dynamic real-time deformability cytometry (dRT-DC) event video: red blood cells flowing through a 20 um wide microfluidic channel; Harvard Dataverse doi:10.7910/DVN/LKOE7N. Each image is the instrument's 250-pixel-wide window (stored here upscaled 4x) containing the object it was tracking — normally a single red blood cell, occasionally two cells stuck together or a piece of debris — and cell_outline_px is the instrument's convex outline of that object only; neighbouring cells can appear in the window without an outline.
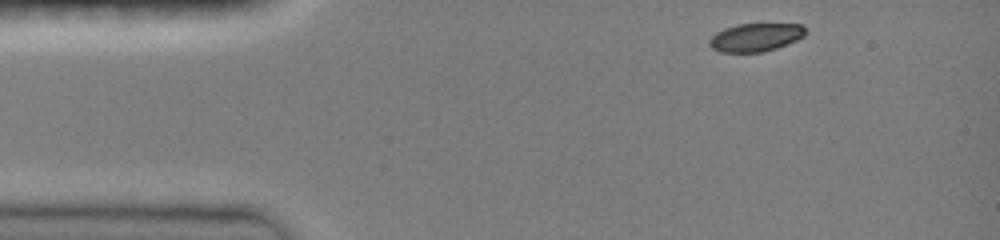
{"species": "common noctule bat (a hibernating species)", "species_latin": "Nyctalus noctula", "temperature_condition": "room temperature", "stored_images_in_passage": 37, "camera_frame_rate_fps": 3000, "um_per_image_px": 0.085, "animal": {"sex": "female", "body_mass_g": 19.0, "forearm_length_mm": 51.5}, "frame": {"image": 1, "passage_image": 1, "time_ms": 0.0, "image_size_px": [1000, 240], "cell_outline_px": [[804, 36], [796, 40], [776, 48], [764, 52], [720, 52], [712, 48], [708, 44], [708, 40], [716, 32], [724, 28], [736, 24], [800, 24], [804, 28]], "centroid_in_image_um": [64.17, 3.17], "position_along_channel_um": 20.8, "area_um2": 15.72}}
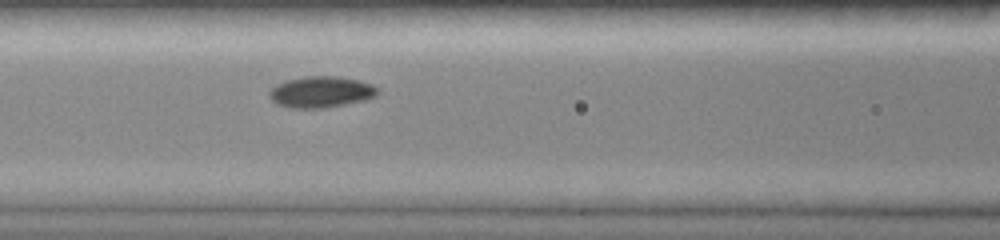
{"frame": {"image": 2, "passage_image": 28, "time_ms": 4.667, "image_size_px": [1000, 240], "cell_outline_px": [[376, 96], [368, 100], [324, 108], [288, 108], [276, 104], [268, 96], [268, 92], [276, 84], [288, 80], [304, 76], [336, 76], [360, 80], [372, 84], [376, 88]], "centroid_in_image_um": [27.27, 7.82], "position_along_channel_um": 139.3, "area_um2": 19.88}}
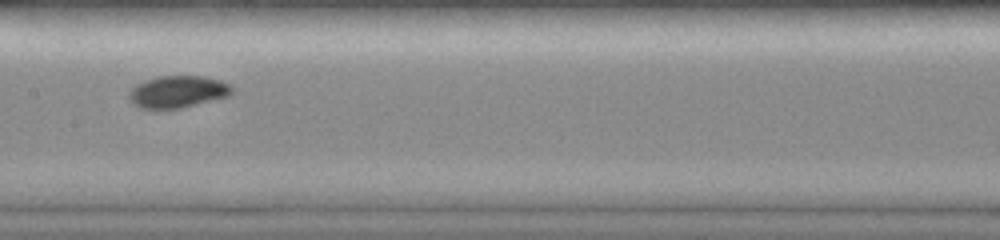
{"frame": {"image": 3, "passage_image": 36, "time_ms": 6.0, "image_size_px": [1000, 240], "cell_outline_px": [[232, 92], [228, 96], [180, 108], [140, 108], [128, 100], [128, 92], [136, 84], [144, 80], [160, 76], [204, 76], [220, 80], [228, 84], [232, 88]], "centroid_in_image_um": [15.06, 7.79], "position_along_channel_um": 192.3, "area_um2": 19.07}}